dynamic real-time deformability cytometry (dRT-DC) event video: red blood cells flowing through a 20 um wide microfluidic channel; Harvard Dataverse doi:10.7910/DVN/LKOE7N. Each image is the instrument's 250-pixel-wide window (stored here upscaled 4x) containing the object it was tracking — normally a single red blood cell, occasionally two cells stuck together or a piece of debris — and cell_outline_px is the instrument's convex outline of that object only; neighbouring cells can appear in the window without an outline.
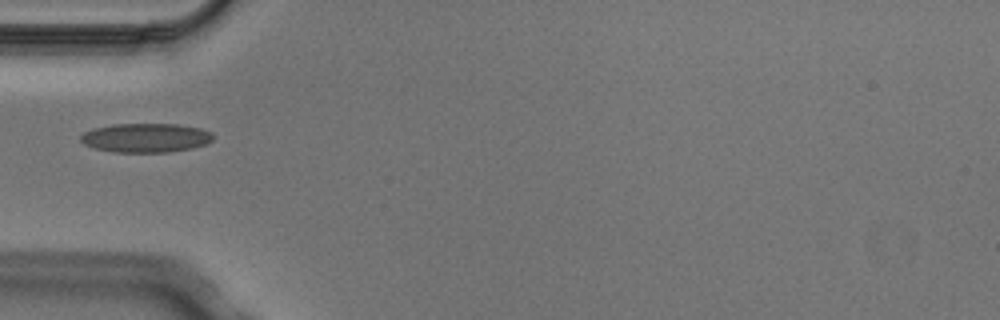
{"species": "Egyptian fruit bat (a non-hibernating species)", "species_latin": "Rousettus aegyptiacus", "temperature_condition": "cold", "stored_images_in_passage": 1, "camera_frame_rate_fps": 3000, "um_per_image_px": 0.085, "animal": {"sex": "male"}, "frame": {"image": 1, "passage_image": 1, "time_ms": 0.0, "image_size_px": [1000, 320], "cell_outline_px": [[212, 140], [208, 144], [192, 148], [168, 152], [112, 152], [92, 148], [84, 144], [80, 140], [80, 136], [84, 132], [92, 128], [112, 124], [176, 124], [200, 128], [212, 132]], "centroid_in_image_um": [12.36, 11.71], "position_along_channel_um": 72.6, "area_um2": 22.66}}